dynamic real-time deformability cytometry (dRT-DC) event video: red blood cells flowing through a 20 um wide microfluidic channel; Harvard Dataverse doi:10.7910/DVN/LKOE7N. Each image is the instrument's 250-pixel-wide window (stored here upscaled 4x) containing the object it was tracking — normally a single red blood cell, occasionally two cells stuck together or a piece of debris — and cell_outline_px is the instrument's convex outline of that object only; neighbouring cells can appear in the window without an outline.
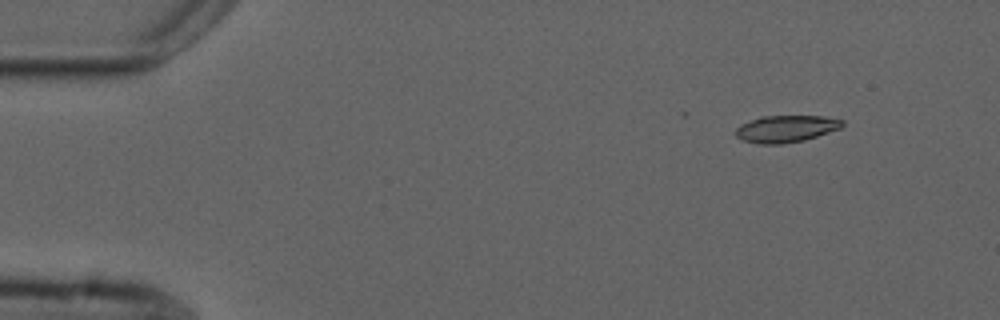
{"species": "common noctule bat (a hibernating species)", "species_latin": "Nyctalus noctula", "temperature_condition": "cold", "stored_images_in_passage": 4, "camera_frame_rate_fps": 3000, "um_per_image_px": 0.085, "animal": {"sex": "male", "forearm_length_mm": 52.5}, "frame": {"image": 1, "passage_image": 1, "time_ms": 0.0, "image_size_px": [1000, 320], "cell_outline_px": [[844, 124], [840, 128], [804, 140], [780, 144], [760, 144], [744, 140], [736, 136], [736, 128], [740, 124], [760, 116], [824, 116], [844, 120]], "centroid_in_image_um": [66.8, 10.93], "position_along_channel_um": 18.2, "area_um2": 16.65}}
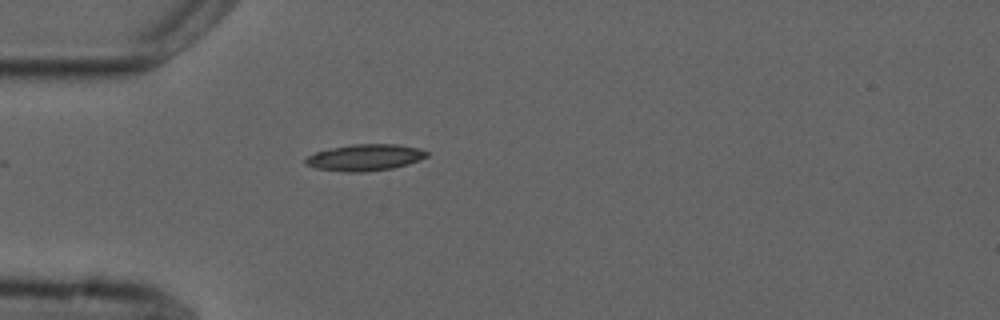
{"frame": {"image": 2, "passage_image": 4, "time_ms": 3.333, "image_size_px": [1000, 320], "cell_outline_px": [[428, 156], [408, 164], [392, 168], [364, 172], [344, 172], [316, 168], [304, 164], [304, 160], [308, 156], [316, 152], [332, 148], [352, 144], [396, 144], [420, 148], [428, 152]], "centroid_in_image_um": [31.02, 13.39], "position_along_channel_um": 54.0, "area_um2": 18.67}}